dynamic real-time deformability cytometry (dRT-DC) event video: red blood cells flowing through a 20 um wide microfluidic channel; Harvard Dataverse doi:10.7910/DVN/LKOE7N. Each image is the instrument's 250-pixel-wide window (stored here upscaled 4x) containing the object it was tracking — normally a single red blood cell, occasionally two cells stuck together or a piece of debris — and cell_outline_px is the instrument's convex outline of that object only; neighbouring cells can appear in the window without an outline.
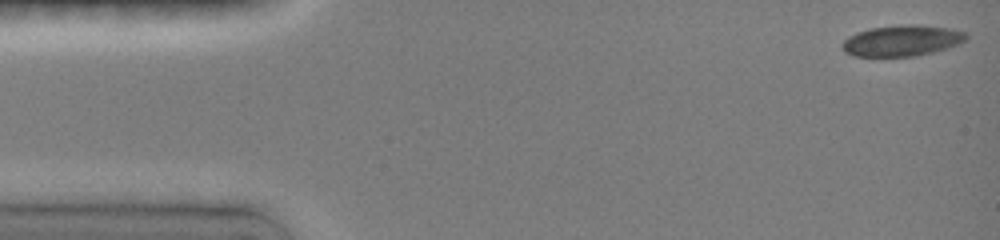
{"species": "common noctule bat (a hibernating species)", "species_latin": "Nyctalus noctula", "temperature_condition": "room temperature", "stored_images_in_passage": 9, "camera_frame_rate_fps": 3000, "um_per_image_px": 0.085, "animal": {"sex": "female", "body_mass_g": 19.0, "forearm_length_mm": 51.5}, "frame": {"image": 1, "passage_image": 1, "time_ms": 0.0, "image_size_px": [1000, 240], "cell_outline_px": [[968, 40], [932, 52], [916, 56], [852, 56], [844, 52], [840, 48], [840, 44], [848, 36], [856, 32], [872, 28], [908, 24], [920, 24], [952, 28], [968, 32]], "centroid_in_image_um": [76.66, 3.44], "position_along_channel_um": 8.3, "area_um2": 22.6}}
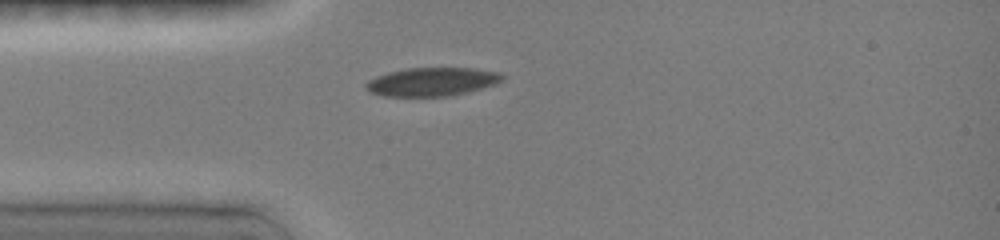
{"frame": {"image": 2, "passage_image": 8, "time_ms": 3.667, "image_size_px": [1000, 240], "cell_outline_px": [[504, 76], [496, 84], [468, 92], [448, 96], [384, 96], [372, 92], [364, 84], [368, 80], [376, 76], [388, 72], [408, 68], [472, 68], [496, 72]], "centroid_in_image_um": [36.7, 6.95], "position_along_channel_um": 48.3, "area_um2": 22.37}}